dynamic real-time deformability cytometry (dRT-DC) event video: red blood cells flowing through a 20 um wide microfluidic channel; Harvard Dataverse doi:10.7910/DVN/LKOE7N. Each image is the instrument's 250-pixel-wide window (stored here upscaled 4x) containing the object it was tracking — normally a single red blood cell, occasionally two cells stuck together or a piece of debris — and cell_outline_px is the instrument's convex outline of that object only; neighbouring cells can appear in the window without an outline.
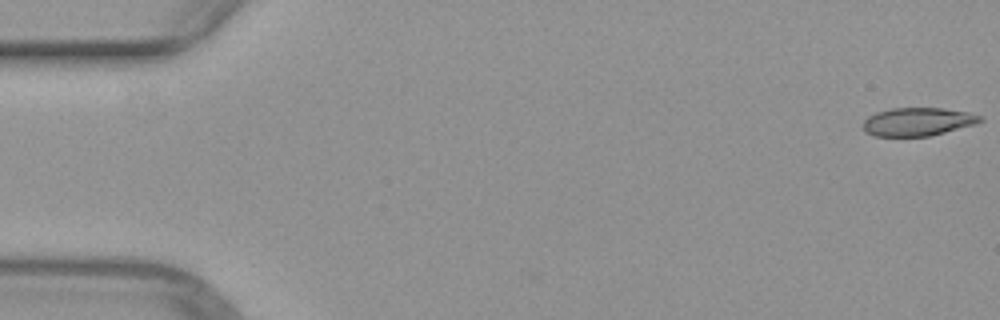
{"species": "common noctule bat (a hibernating species)", "species_latin": "Nyctalus noctula", "temperature_condition": "warm", "stored_images_in_passage": 8, "camera_frame_rate_fps": 3000, "um_per_image_px": 0.085, "animal": {"sex": "female", "body_mass_g": 29.2, "forearm_length_mm": 56.3}, "frame": {"image": 1, "passage_image": 1, "time_ms": 0.0, "image_size_px": [1000, 320], "cell_outline_px": [[984, 120], [976, 124], [928, 136], [872, 136], [864, 132], [864, 120], [868, 116], [876, 112], [892, 108], [944, 108], [968, 112], [984, 116]], "centroid_in_image_um": [78.02, 10.34], "position_along_channel_um": 7.0, "area_um2": 19.36}}